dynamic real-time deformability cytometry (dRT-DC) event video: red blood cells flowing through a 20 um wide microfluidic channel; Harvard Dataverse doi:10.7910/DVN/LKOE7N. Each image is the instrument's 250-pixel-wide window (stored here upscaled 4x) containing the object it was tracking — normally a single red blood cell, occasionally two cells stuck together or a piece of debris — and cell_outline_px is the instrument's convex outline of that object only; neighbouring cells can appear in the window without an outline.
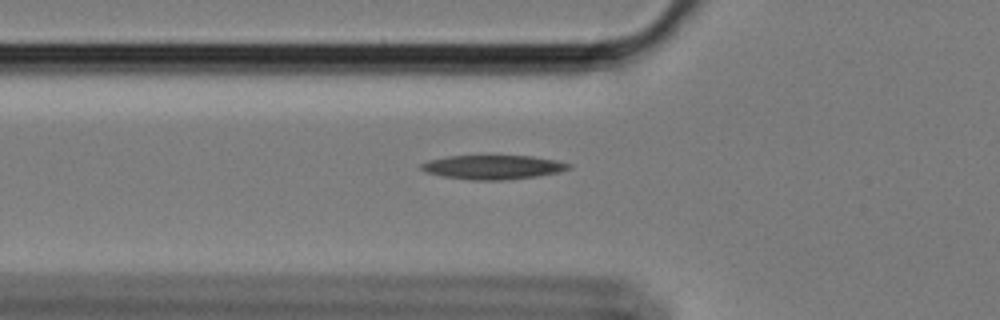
{"species": "Egyptian fruit bat (a non-hibernating species)", "species_latin": "Rousettus aegyptiacus", "temperature_condition": "cold", "stored_images_in_passage": 45, "camera_frame_rate_fps": 3000, "um_per_image_px": 0.085, "animal": {"sex": "female"}, "frame": {"image": 1, "passage_image": 7, "time_ms": 2.0, "image_size_px": [1000, 320], "cell_outline_px": [[572, 168], [556, 172], [536, 176], [500, 180], [472, 180], [440, 176], [428, 172], [420, 168], [420, 164], [428, 160], [448, 156], [532, 156], [556, 160], [572, 164]], "centroid_in_image_um": [41.89, 14.2], "position_along_channel_um": 83.9, "area_um2": 20.58}}
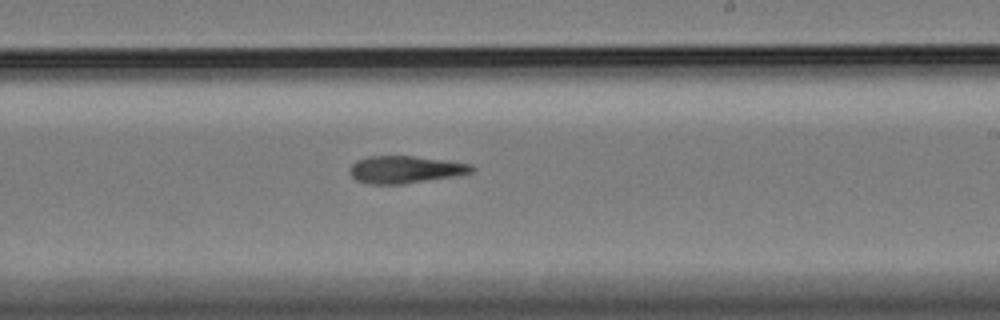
{"frame": {"image": 2, "passage_image": 22, "time_ms": 7.0, "image_size_px": [1000, 320], "cell_outline_px": [[476, 168], [472, 172], [452, 176], [404, 184], [368, 184], [356, 180], [348, 172], [348, 168], [356, 160], [368, 156], [412, 156], [444, 160], [472, 164]], "centroid_in_image_um": [34.39, 14.41], "position_along_channel_um": 254.6, "area_um2": 19.42}}
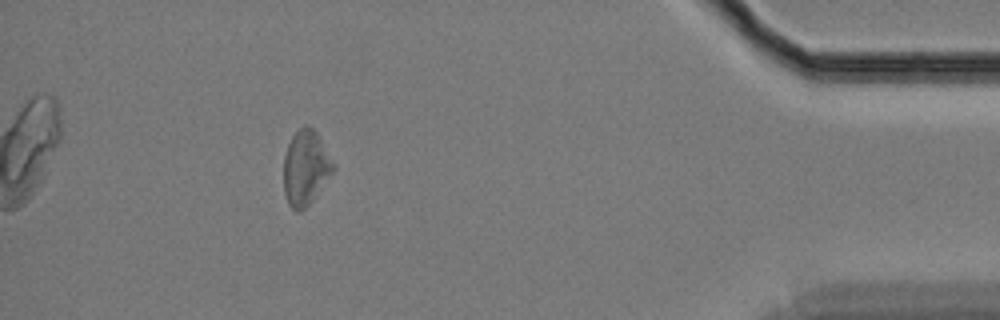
{"frame": {"image": 3, "passage_image": 40, "time_ms": 13.0, "image_size_px": [1000, 320], "cell_outline_px": [[336, 168], [312, 200], [300, 212], [296, 212], [288, 204], [284, 192], [284, 156], [288, 144], [292, 136], [304, 124], [308, 124], [316, 132], [336, 164]], "centroid_in_image_um": [25.98, 14.25], "position_along_channel_um": 409.2, "area_um2": 21.62}}